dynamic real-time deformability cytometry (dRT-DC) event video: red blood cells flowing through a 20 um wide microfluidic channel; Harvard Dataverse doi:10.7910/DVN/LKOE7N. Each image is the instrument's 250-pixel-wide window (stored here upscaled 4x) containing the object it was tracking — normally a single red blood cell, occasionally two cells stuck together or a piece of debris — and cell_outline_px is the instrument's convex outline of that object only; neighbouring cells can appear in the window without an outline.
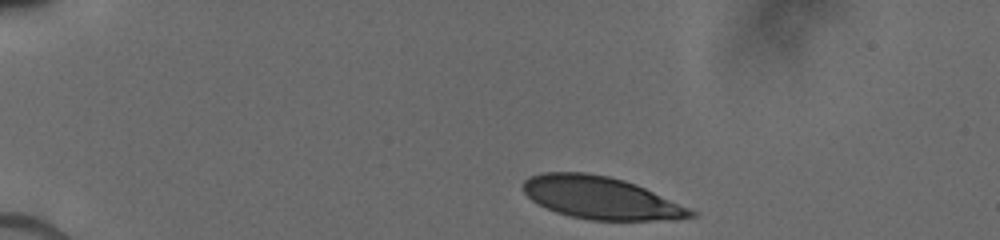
{"species": "human", "species_latin": "Homo sapiens", "temperature_condition": "cold", "stored_images_in_passage": 43, "camera_frame_rate_fps": 3000, "um_per_image_px": 0.085, "donor": {"sex": "male"}, "frame": {"image": 1, "passage_image": 1, "time_ms": 0.0, "image_size_px": [1000, 240], "cell_outline_px": [[696, 216], [676, 220], [588, 220], [568, 216], [544, 208], [532, 200], [524, 192], [524, 180], [532, 176], [544, 172], [584, 172], [608, 176], [624, 180], [636, 184], [688, 208], [696, 212]], "centroid_in_image_um": [51.05, 16.83], "position_along_channel_um": 33.9, "area_um2": 41.27}}
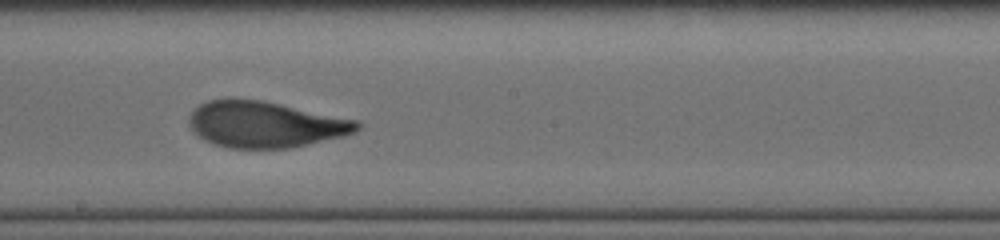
{"frame": {"image": 2, "passage_image": 21, "time_ms": 6.667, "image_size_px": [1000, 240], "cell_outline_px": [[360, 128], [356, 132], [344, 136], [292, 148], [228, 148], [212, 144], [204, 140], [188, 124], [188, 120], [192, 112], [200, 104], [208, 100], [232, 96], [260, 100], [360, 120]], "centroid_in_image_um": [22.55, 10.56], "position_along_channel_um": 225.7, "area_um2": 45.72}}
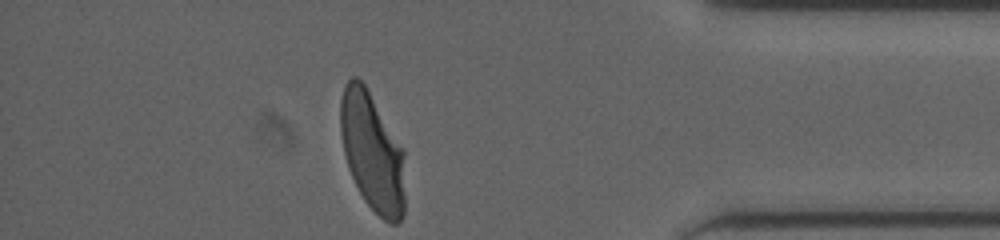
{"frame": {"image": 3, "passage_image": 43, "time_ms": 11.667, "image_size_px": [1000, 240], "cell_outline_px": [[404, 216], [396, 224], [388, 224], [364, 200], [348, 168], [344, 152], [340, 132], [340, 100], [344, 84], [352, 76], [356, 76], [364, 84], [404, 148]], "centroid_in_image_um": [31.65, 12.91], "position_along_channel_um": 403.6, "area_um2": 44.8}}